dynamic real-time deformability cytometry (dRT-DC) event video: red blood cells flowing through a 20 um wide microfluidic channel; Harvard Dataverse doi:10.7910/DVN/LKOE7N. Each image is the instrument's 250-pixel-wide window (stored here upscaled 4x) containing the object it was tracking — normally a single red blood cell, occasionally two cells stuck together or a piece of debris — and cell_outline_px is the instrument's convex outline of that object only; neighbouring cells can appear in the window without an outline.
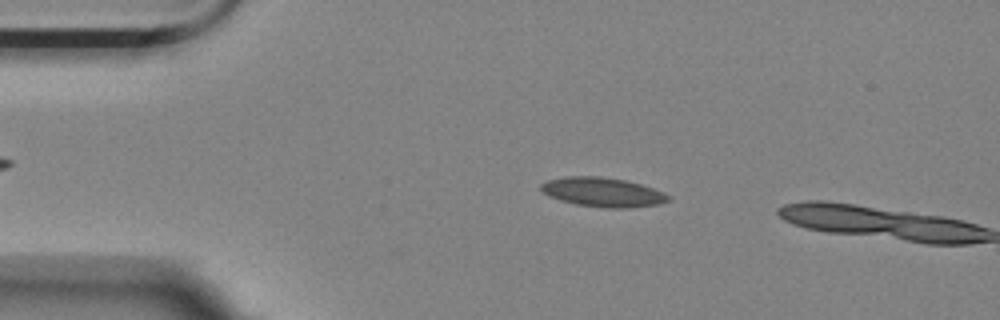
{"species": "Egyptian fruit bat (a non-hibernating species)", "species_latin": "Rousettus aegyptiacus", "temperature_condition": "room temperature", "stored_images_in_passage": 12, "camera_frame_rate_fps": 3000, "um_per_image_px": 0.085, "animal": {"sex": "female"}, "frame": {"image": 1, "passage_image": 10, "time_ms": 3.0, "image_size_px": [1000, 320], "cell_outline_px": [[672, 200], [660, 204], [628, 208], [608, 208], [576, 204], [560, 200], [548, 196], [540, 188], [540, 184], [548, 180], [568, 176], [600, 176], [628, 180], [664, 192], [672, 196]], "centroid_in_image_um": [51.28, 16.33], "position_along_channel_um": 33.7, "area_um2": 21.91}}